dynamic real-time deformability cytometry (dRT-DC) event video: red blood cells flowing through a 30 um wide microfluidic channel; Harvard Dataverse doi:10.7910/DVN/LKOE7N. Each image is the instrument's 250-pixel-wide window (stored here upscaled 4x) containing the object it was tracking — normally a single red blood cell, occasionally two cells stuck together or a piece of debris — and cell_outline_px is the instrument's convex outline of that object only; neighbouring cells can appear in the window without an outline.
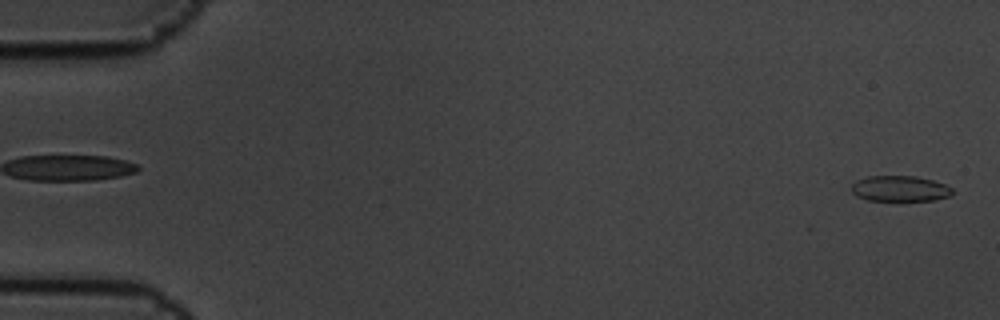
{"species": "common noctule bat (a hibernating species)", "species_latin": "Nyctalus noctula", "temperature_condition": "cold", "stored_images_in_passage": 6, "segment_of_instrument_passage": [2, 2], "camera_frame_rate_fps": 3000, "um_per_image_px": 0.085, "animal": {"sex": "male", "body_mass_g": 19.5, "forearm_length_mm": 54.6}, "frame": {"image": 1, "passage_image": 6, "time_ms": 1.667, "image_size_px": [1000, 320], "cell_outline_px": [[956, 192], [952, 196], [932, 200], [868, 200], [856, 196], [852, 192], [852, 184], [856, 180], [868, 176], [916, 176], [932, 180], [944, 184], [952, 188]], "centroid_in_image_um": [76.52, 16.03], "position_along_channel_um": 8.5, "area_um2": 15.14}}